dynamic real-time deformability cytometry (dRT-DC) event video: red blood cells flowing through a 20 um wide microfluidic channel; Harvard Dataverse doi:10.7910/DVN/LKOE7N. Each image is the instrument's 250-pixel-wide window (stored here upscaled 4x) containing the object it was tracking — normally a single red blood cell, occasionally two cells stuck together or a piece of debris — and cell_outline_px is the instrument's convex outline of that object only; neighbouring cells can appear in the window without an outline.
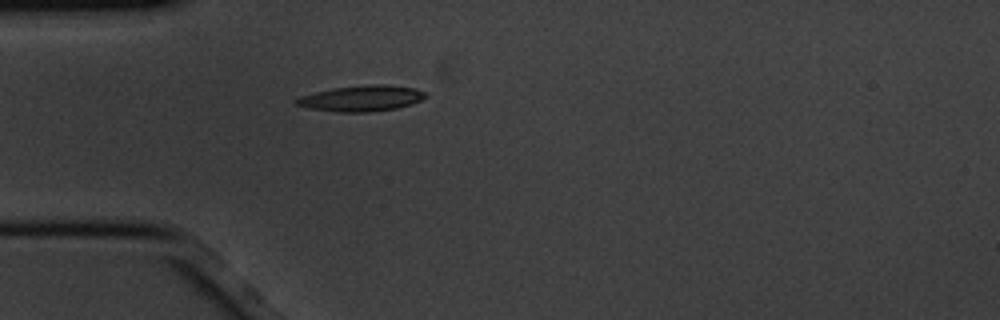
{"species": "common noctule bat (a hibernating species)", "species_latin": "Nyctalus noctula", "temperature_condition": "cold", "stored_images_in_passage": 5, "camera_frame_rate_fps": 3000, "um_per_image_px": 0.085, "animal": {"sex": "male", "body_mass_g": 20.1, "forearm_length_mm": 53.5}, "frame": {"image": 1, "passage_image": 5, "time_ms": 1.333, "image_size_px": [1000, 320], "cell_outline_px": [[428, 96], [412, 104], [396, 108], [368, 112], [336, 112], [308, 108], [296, 104], [292, 100], [300, 96], [332, 88], [368, 84], [384, 84], [416, 88], [428, 92]], "centroid_in_image_um": [30.75, 8.35], "position_along_channel_um": 54.3, "area_um2": 19.65}}